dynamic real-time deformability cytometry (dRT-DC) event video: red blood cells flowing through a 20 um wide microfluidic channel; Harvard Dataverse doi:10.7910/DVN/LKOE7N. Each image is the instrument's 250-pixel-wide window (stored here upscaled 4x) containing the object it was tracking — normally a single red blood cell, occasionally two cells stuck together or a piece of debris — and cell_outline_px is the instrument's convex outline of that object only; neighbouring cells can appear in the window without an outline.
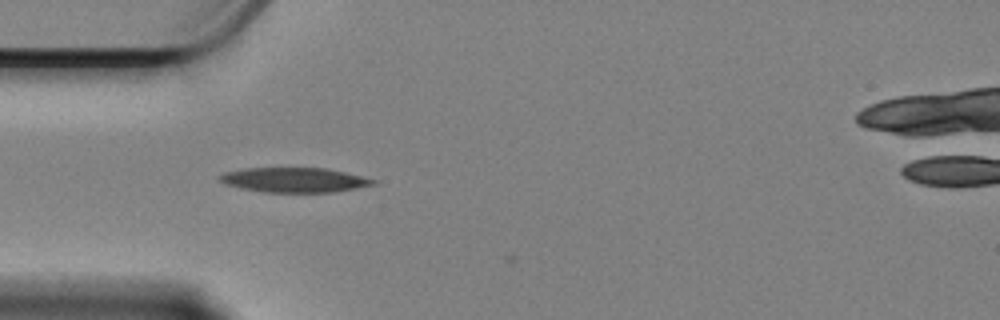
{"species": "Egyptian fruit bat (a non-hibernating species)", "species_latin": "Rousettus aegyptiacus", "temperature_condition": "cold", "stored_images_in_passage": 3, "camera_frame_rate_fps": 3000, "um_per_image_px": 0.085, "animal": {"sex": "female"}, "frame": {"image": 1, "passage_image": 2, "time_ms": 0.333, "image_size_px": [1000, 320], "cell_outline_px": [[380, 180], [376, 184], [356, 188], [332, 192], [264, 192], [240, 188], [224, 184], [216, 176], [224, 172], [244, 168], [324, 168], [344, 172]], "centroid_in_image_um": [25.0, 15.29], "position_along_channel_um": 60.0, "area_um2": 22.2}}